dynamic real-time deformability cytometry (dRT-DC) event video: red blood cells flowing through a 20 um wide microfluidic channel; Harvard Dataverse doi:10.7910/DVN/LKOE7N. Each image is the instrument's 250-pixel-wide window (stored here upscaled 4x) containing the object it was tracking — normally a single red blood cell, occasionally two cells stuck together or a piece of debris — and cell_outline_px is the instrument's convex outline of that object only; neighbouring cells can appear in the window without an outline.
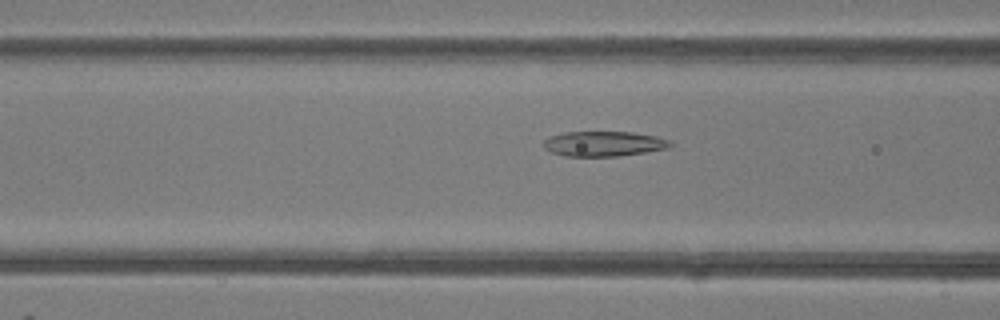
{"species": "common noctule bat (a hibernating species)", "species_latin": "Nyctalus noctula", "temperature_condition": "room temperature", "stored_images_in_passage": 49, "camera_frame_rate_fps": 3000, "um_per_image_px": 0.085, "animal": {"sex": "female"}, "frame": {"image": 1, "passage_image": 19, "time_ms": 6.0, "image_size_px": [1000, 320], "cell_outline_px": [[672, 144], [668, 148], [644, 152], [616, 156], [564, 156], [552, 152], [544, 148], [544, 140], [548, 136], [564, 132], [632, 132], [656, 136], [668, 140]], "centroid_in_image_um": [51.28, 12.21], "position_along_channel_um": 115.3, "area_um2": 18.38}}
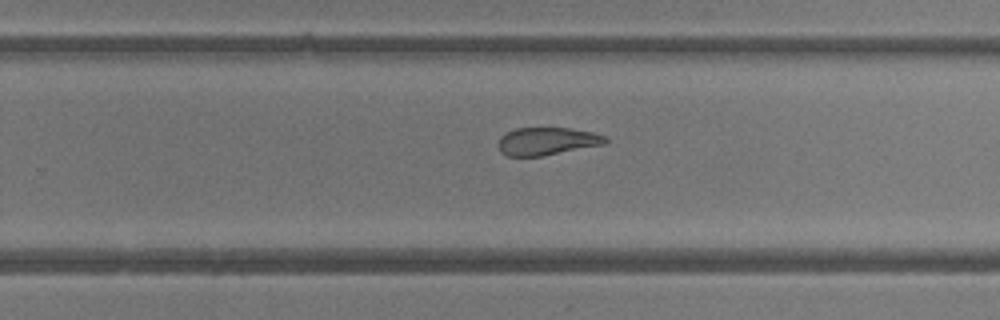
{"frame": {"image": 2, "passage_image": 31, "time_ms": 10.0, "image_size_px": [1000, 320], "cell_outline_px": [[608, 140], [604, 144], [540, 156], [508, 156], [500, 152], [496, 144], [500, 136], [516, 128], [568, 128], [592, 132], [604, 136]], "centroid_in_image_um": [46.43, 12.0], "position_along_channel_um": 283.4, "area_um2": 17.17}}
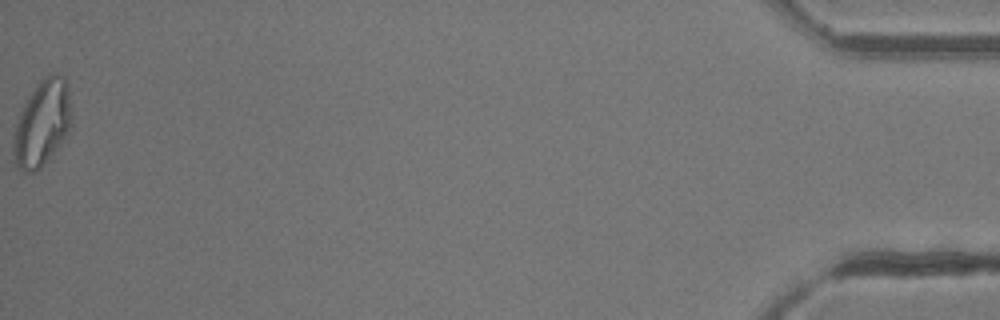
{"frame": {"image": 3, "passage_image": 49, "time_ms": 16.0, "image_size_px": [1000, 320], "cell_outline_px": [[72, 124], [68, 132], [60, 144], [44, 164], [40, 168], [32, 172], [20, 172], [16, 168], [12, 152], [12, 144], [16, 124], [24, 104], [40, 80], [48, 72], [56, 72], [64, 76], [68, 88]], "centroid_in_image_um": [3.58, 10.48], "position_along_channel_um": 431.6, "area_um2": 29.19}, "authors_computed_cell_mechanics": {"area_um2": 20.6924, "velocity_mm_per_s": 4.2065, "shape_relaxation_time_tau1_ms": 8.0839, "shape_relaxation_time_tau2_ms": 1.9911, "deformation_change_tau1": 0.2122, "deformation_change_tau2": 0.1007}}